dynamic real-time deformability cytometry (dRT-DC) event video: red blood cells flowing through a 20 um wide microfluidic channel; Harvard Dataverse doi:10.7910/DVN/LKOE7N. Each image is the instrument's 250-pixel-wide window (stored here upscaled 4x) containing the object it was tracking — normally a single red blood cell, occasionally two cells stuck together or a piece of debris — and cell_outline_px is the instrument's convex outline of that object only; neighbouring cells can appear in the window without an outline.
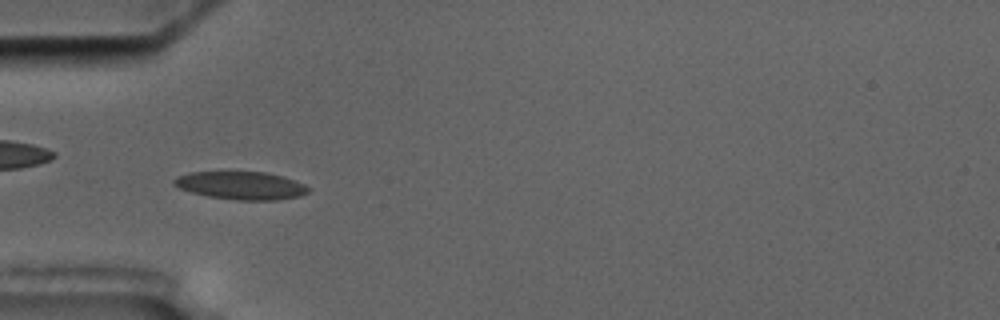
{"species": "common noctule bat (a hibernating species)", "species_latin": "Nyctalus noctula", "temperature_condition": "cold", "stored_images_in_passage": 5, "camera_frame_rate_fps": 3000, "um_per_image_px": 0.085, "animal": {"sex": "male", "body_mass_g": 17.5, "forearm_length_mm": 52.3}, "frame": {"image": 1, "passage_image": 5, "time_ms": 4.667, "image_size_px": [1000, 320], "cell_outline_px": [[312, 188], [308, 192], [300, 196], [276, 200], [236, 200], [208, 196], [192, 192], [180, 188], [172, 184], [172, 180], [176, 176], [188, 172], [228, 168], [268, 172], [284, 176], [304, 184]], "centroid_in_image_um": [20.44, 15.7], "position_along_channel_um": 64.6, "area_um2": 23.18}}